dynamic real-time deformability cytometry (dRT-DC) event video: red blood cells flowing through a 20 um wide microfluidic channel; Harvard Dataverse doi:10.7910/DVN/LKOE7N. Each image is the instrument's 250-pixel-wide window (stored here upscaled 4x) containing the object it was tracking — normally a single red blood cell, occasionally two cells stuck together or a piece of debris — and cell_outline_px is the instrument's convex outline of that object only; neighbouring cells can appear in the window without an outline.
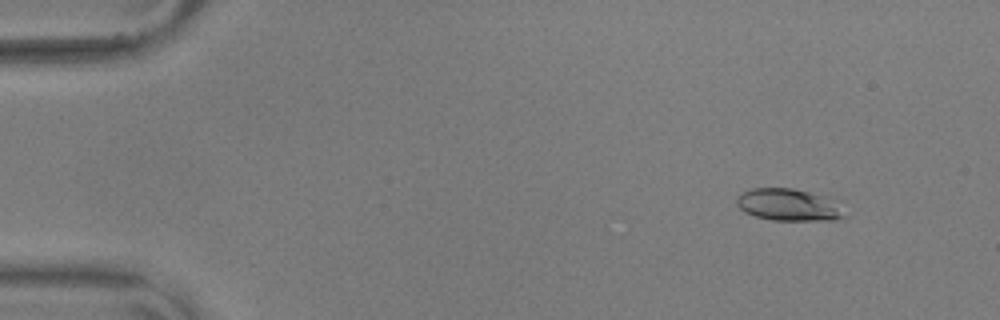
{"species": "common noctule bat (a hibernating species)", "species_latin": "Nyctalus noctula", "temperature_condition": "warm", "stored_images_in_passage": 56, "camera_frame_rate_fps": 3000, "um_per_image_px": 0.085, "animal": {"sex": "male", "body_mass_g": 17.9, "forearm_length_mm": 54.2}, "frame": {"image": 1, "passage_image": 6, "time_ms": 1.667, "image_size_px": [1000, 320], "cell_outline_px": [[848, 216], [836, 220], [772, 220], [756, 216], [744, 212], [736, 204], [736, 196], [752, 188], [792, 188], [824, 196]], "centroid_in_image_um": [66.96, 17.42], "position_along_channel_um": 18.0, "area_um2": 19.77}}
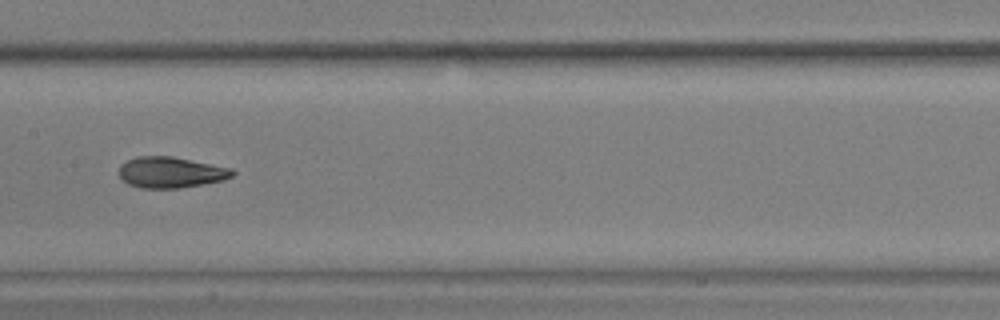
{"frame": {"image": 2, "passage_image": 29, "time_ms": 9.333, "image_size_px": [1000, 320], "cell_outline_px": [[236, 172], [232, 176], [224, 180], [180, 188], [140, 188], [128, 184], [120, 176], [120, 164], [136, 156], [172, 156], [232, 168]], "centroid_in_image_um": [14.53, 14.65], "position_along_channel_um": 192.9, "area_um2": 20.46}}
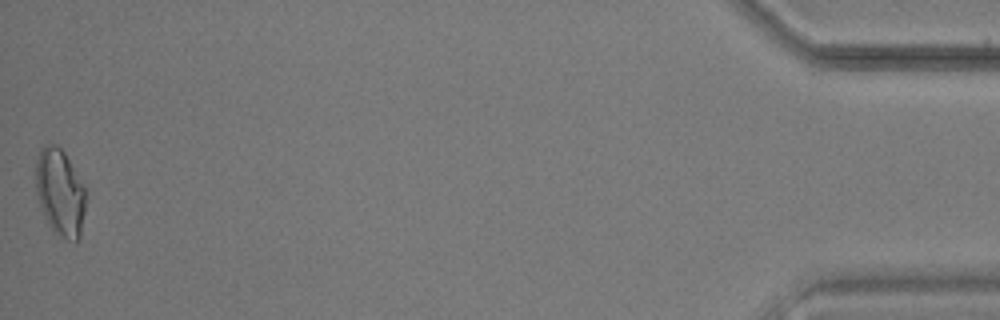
{"frame": {"image": 3, "passage_image": 56, "time_ms": 18.333, "image_size_px": [1000, 320], "cell_outline_px": [[84, 212], [80, 236], [76, 240], [68, 240], [56, 232], [48, 224], [44, 216], [36, 192], [36, 164], [40, 148], [48, 144], [56, 144], [64, 152], [84, 184]], "centroid_in_image_um": [5.09, 16.32], "position_along_channel_um": 430.1, "area_um2": 24.91}, "authors_computed_cell_mechanics": {"area_um2": 20.6346, "velocity_mm_per_s": 3.6226, "shape_relaxation_time_tau1_ms": 6.2996, "shape_relaxation_time_tau2_ms": 1.456, "deformation_change_tau1": 0.194, "deformation_change_tau2": 0.0677}}